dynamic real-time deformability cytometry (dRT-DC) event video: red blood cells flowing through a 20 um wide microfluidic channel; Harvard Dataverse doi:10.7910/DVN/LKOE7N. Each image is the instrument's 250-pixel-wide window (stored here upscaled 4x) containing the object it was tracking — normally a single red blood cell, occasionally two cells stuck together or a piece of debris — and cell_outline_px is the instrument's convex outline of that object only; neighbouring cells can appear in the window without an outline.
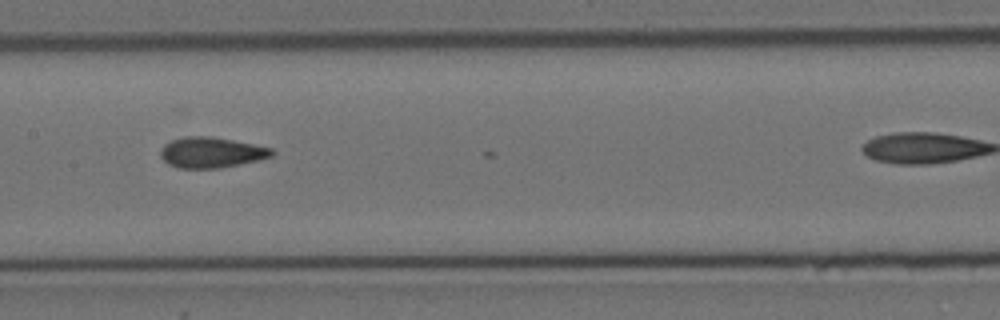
{"species": "Egyptian fruit bat (a non-hibernating species)", "species_latin": "Rousettus aegyptiacus", "temperature_condition": "cold", "stored_images_in_passage": 9, "camera_frame_rate_fps": 3000, "um_per_image_px": 0.085, "animal": {"sex": "female"}, "frame": {"image": 1, "passage_image": 6, "time_ms": 1.667, "image_size_px": [1000, 320], "cell_outline_px": [[276, 152], [272, 156], [260, 160], [220, 168], [176, 168], [168, 164], [160, 156], [160, 148], [164, 144], [172, 140], [184, 136], [212, 136], [272, 148]], "centroid_in_image_um": [17.95, 12.96], "position_along_channel_um": 189.5, "area_um2": 20.0}}